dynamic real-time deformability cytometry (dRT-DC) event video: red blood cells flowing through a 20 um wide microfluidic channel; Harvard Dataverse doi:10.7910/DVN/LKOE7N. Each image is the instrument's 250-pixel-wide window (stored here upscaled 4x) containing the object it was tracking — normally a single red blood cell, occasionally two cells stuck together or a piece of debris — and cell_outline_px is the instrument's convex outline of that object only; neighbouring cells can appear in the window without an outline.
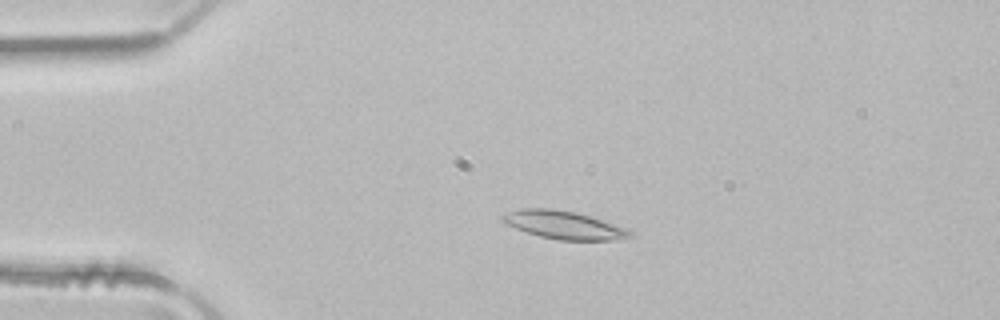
{"species": "common noctule bat (a hibernating species)", "species_latin": "Nyctalus noctula", "temperature_condition": "room temperature", "stored_images_in_passage": 4, "camera_frame_rate_fps": 3000, "um_per_image_px": 0.085, "animal": {"sex": "male", "body_mass_g": 21.5, "forearm_length_mm": 52.0}, "frame": {"image": 1, "passage_image": 3, "time_ms": 0.667, "image_size_px": [1000, 320], "cell_outline_px": [[632, 236], [616, 240], [560, 240], [540, 236], [516, 228], [500, 220], [500, 216], [508, 212], [520, 208], [552, 208], [576, 212], [628, 228], [632, 232]], "centroid_in_image_um": [47.93, 19.11], "position_along_channel_um": 37.1, "area_um2": 20.75}}